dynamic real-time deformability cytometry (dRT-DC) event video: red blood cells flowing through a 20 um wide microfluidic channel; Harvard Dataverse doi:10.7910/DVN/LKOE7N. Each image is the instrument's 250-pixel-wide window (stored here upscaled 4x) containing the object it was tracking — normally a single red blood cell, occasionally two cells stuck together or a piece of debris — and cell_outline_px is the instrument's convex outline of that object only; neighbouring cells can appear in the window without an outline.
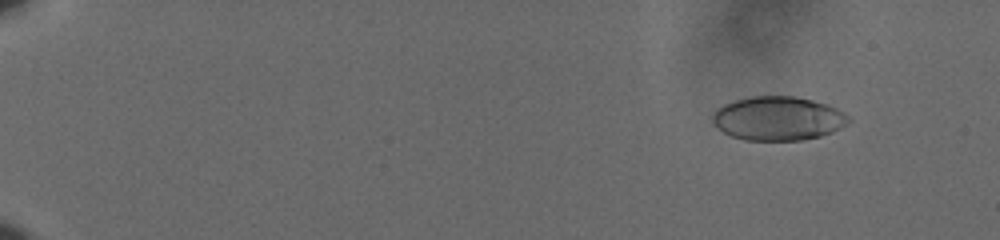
{"species": "human", "species_latin": "Homo sapiens", "temperature_condition": "cold", "stored_images_in_passage": 61, "camera_frame_rate_fps": 3000, "um_per_image_px": 0.085, "donor": {"sex": "male"}, "frame": {"image": 1, "passage_image": 8, "time_ms": 2.333, "image_size_px": [1000, 240], "cell_outline_px": [[852, 120], [840, 128], [832, 132], [820, 136], [800, 140], [744, 140], [732, 136], [724, 132], [712, 120], [712, 112], [716, 108], [724, 104], [748, 96], [796, 96], [828, 104], [844, 112]], "centroid_in_image_um": [66.14, 10.05], "position_along_channel_um": 18.9, "area_um2": 34.85}}
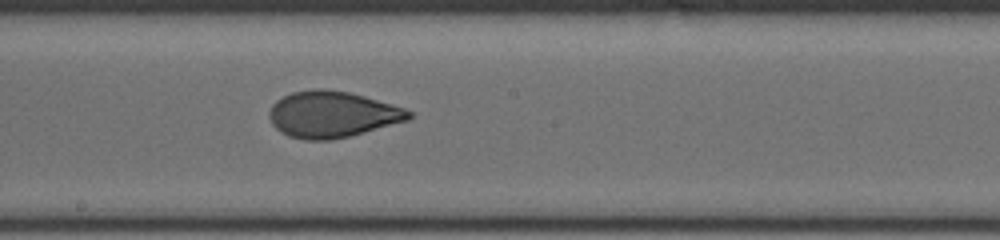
{"frame": {"image": 2, "passage_image": 38, "time_ms": 12.333, "image_size_px": [1000, 240], "cell_outline_px": [[412, 116], [408, 120], [348, 136], [328, 140], [304, 140], [288, 136], [280, 132], [272, 124], [268, 116], [268, 112], [272, 104], [276, 100], [292, 92], [312, 88], [324, 88], [348, 92], [364, 96], [392, 104], [404, 108], [412, 112]], "centroid_in_image_um": [28.19, 9.71], "position_along_channel_um": 220.0, "area_um2": 37.63}}
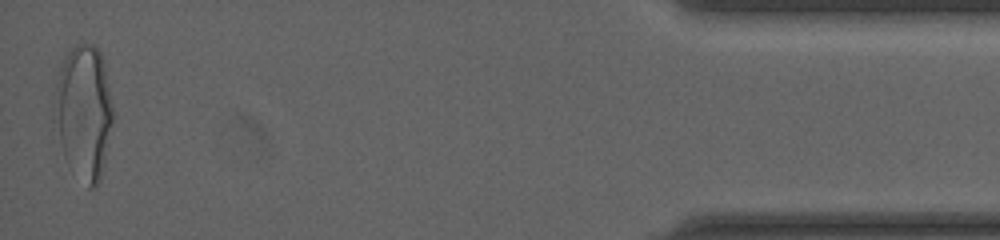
{"frame": {"image": 3, "passage_image": 61, "time_ms": 20.0, "image_size_px": [1000, 240], "cell_outline_px": [[112, 124], [104, 164], [100, 180], [96, 188], [88, 188], [68, 164], [64, 156], [52, 120], [52, 104], [56, 84], [60, 68], [68, 52], [76, 44], [92, 44], [100, 52], [104, 60], [112, 108]], "centroid_in_image_um": [7.09, 9.55], "position_along_channel_um": 428.1, "area_um2": 46.01}, "authors_computed_cell_mechanics": {"area_um2": 36.9342, "velocity_mm_per_s": 3.6188, "shape_relaxation_time_tau1_ms": 6.48, "shape_relaxation_time_tau2_ms": 0.962, "deformation_change_tau1": 0.1915, "deformation_change_tau2": 0.0669}}